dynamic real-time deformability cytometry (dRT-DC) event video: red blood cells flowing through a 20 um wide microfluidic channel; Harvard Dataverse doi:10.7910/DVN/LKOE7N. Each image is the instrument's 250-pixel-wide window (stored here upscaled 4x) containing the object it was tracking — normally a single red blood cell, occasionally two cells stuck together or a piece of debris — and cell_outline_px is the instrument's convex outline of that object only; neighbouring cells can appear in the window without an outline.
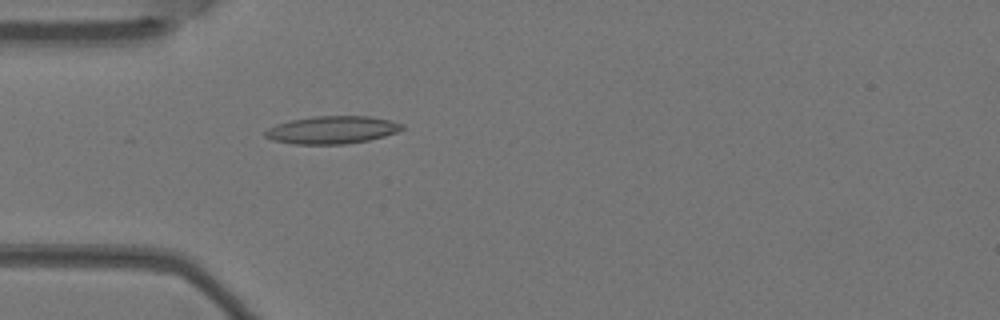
{"species": "Egyptian fruit bat (a non-hibernating species)", "species_latin": "Rousettus aegyptiacus", "temperature_condition": "warm", "stored_images_in_passage": 5, "camera_frame_rate_fps": 3000, "um_per_image_px": 0.085, "animal": {"sex": "female"}, "frame": {"image": 1, "passage_image": 5, "time_ms": 1.333, "image_size_px": [1000, 320], "cell_outline_px": [[404, 128], [396, 132], [384, 136], [368, 140], [344, 144], [292, 144], [272, 140], [264, 136], [264, 132], [268, 128], [276, 124], [288, 120], [316, 116], [368, 116], [388, 120], [404, 124]], "centroid_in_image_um": [28.18, 11.04], "position_along_channel_um": 56.8, "area_um2": 22.08}}